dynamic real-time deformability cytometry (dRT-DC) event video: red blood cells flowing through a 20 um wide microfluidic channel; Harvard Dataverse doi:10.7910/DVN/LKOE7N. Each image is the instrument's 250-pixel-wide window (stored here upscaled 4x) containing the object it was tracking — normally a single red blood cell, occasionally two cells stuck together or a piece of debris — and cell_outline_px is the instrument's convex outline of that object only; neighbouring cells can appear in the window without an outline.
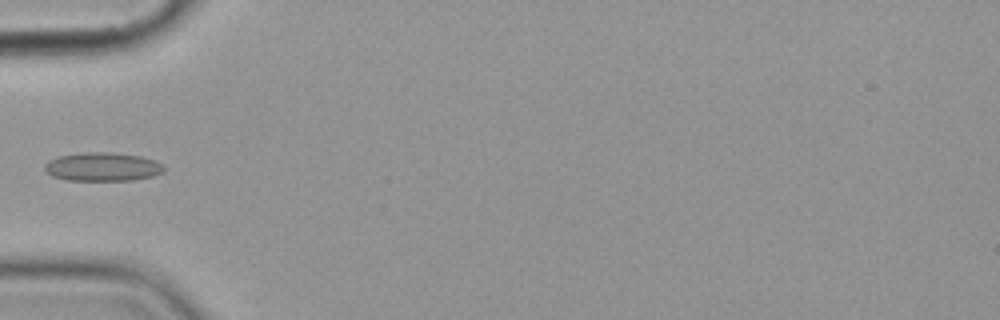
{"species": "common noctule bat (a hibernating species)", "species_latin": "Nyctalus noctula", "temperature_condition": "cold", "stored_images_in_passage": 6, "camera_frame_rate_fps": 3000, "um_per_image_px": 0.085, "animal": {"sex": "female", "body_mass_g": 19.9}, "frame": {"image": 1, "passage_image": 6, "time_ms": 5.667, "image_size_px": [1000, 320], "cell_outline_px": [[164, 172], [152, 176], [132, 180], [68, 180], [52, 176], [44, 172], [44, 164], [48, 160], [56, 156], [84, 152], [112, 152], [140, 156], [156, 160], [164, 168]], "centroid_in_image_um": [8.67, 14.17], "position_along_channel_um": 76.3, "area_um2": 20.06}}